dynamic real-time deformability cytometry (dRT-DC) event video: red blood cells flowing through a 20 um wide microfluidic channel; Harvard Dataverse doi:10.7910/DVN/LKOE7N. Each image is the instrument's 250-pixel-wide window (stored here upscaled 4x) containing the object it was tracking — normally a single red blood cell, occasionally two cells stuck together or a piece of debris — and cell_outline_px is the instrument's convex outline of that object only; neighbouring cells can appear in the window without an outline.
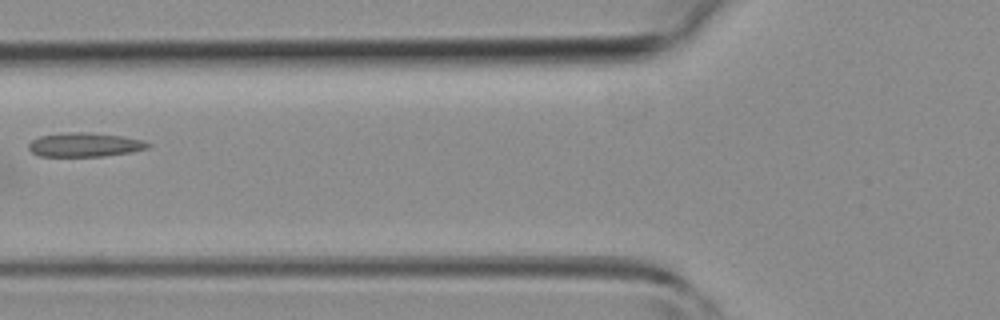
{"species": "common noctule bat (a hibernating species)", "species_latin": "Nyctalus noctula", "temperature_condition": "room temperature", "stored_images_in_passage": 7, "camera_frame_rate_fps": 3000, "um_per_image_px": 0.085, "animal": {"sex": "female", "body_mass_g": 19.3, "forearm_length_mm": 54.1}, "frame": {"image": 1, "passage_image": 7, "time_ms": 7.0, "image_size_px": [1000, 320], "cell_outline_px": [[152, 144], [148, 148], [132, 152], [104, 156], [40, 156], [32, 152], [28, 148], [28, 144], [32, 140], [40, 136], [68, 132], [92, 132], [120, 136], [144, 140]], "centroid_in_image_um": [7.23, 12.3], "position_along_channel_um": 118.6, "area_um2": 16.76}}